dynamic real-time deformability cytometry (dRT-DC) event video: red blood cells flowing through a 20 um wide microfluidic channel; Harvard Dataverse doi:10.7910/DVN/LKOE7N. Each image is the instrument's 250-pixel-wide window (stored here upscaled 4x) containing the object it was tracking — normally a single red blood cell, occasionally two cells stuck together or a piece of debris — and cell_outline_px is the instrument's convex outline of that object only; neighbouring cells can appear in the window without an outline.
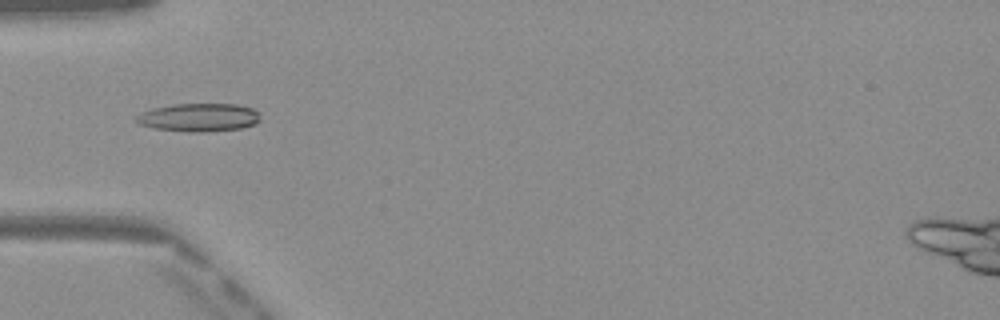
{"species": "Egyptian fruit bat (a non-hibernating species)", "species_latin": "Rousettus aegyptiacus", "temperature_condition": "warm", "stored_images_in_passage": 10, "camera_frame_rate_fps": 3000, "um_per_image_px": 0.085, "frame": {"image": 1, "passage_image": 4, "time_ms": 1.0, "image_size_px": [1000, 320], "cell_outline_px": [[260, 120], [256, 124], [240, 128], [200, 132], [188, 132], [152, 128], [140, 124], [132, 120], [140, 112], [152, 108], [172, 104], [236, 104], [252, 108], [260, 112]], "centroid_in_image_um": [16.87, 9.97], "position_along_channel_um": 68.1, "area_um2": 20.63}}